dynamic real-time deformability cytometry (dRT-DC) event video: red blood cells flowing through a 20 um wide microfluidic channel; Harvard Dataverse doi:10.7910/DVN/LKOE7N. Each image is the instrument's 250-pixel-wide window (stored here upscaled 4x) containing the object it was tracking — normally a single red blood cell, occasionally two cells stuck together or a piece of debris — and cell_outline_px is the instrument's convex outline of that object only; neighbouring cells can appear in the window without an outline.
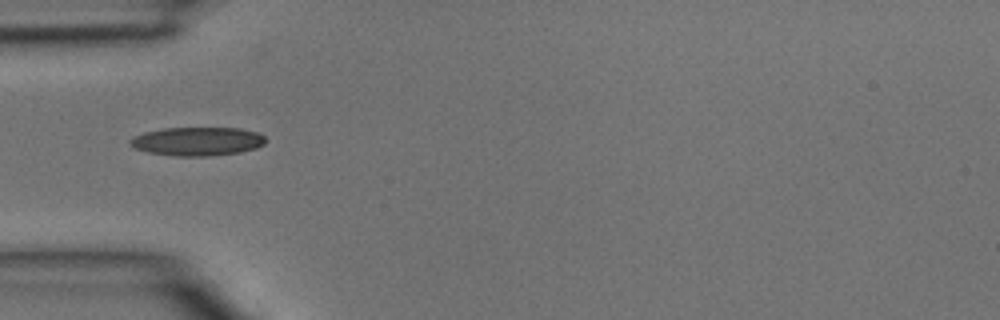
{"species": "common noctule bat (a hibernating species)", "species_latin": "Nyctalus noctula", "temperature_condition": "room temperature", "stored_images_in_passage": 3, "camera_frame_rate_fps": 3000, "um_per_image_px": 0.085, "animal": {"sex": "male", "body_mass_g": 15.6}, "frame": {"image": 1, "passage_image": 3, "time_ms": 0.667, "image_size_px": [1000, 320], "cell_outline_px": [[264, 144], [256, 148], [240, 152], [208, 156], [176, 156], [148, 152], [136, 148], [128, 144], [128, 140], [132, 136], [144, 132], [164, 128], [240, 128], [256, 132], [264, 136]], "centroid_in_image_um": [16.73, 12.01], "position_along_channel_um": 68.3, "area_um2": 22.6}}